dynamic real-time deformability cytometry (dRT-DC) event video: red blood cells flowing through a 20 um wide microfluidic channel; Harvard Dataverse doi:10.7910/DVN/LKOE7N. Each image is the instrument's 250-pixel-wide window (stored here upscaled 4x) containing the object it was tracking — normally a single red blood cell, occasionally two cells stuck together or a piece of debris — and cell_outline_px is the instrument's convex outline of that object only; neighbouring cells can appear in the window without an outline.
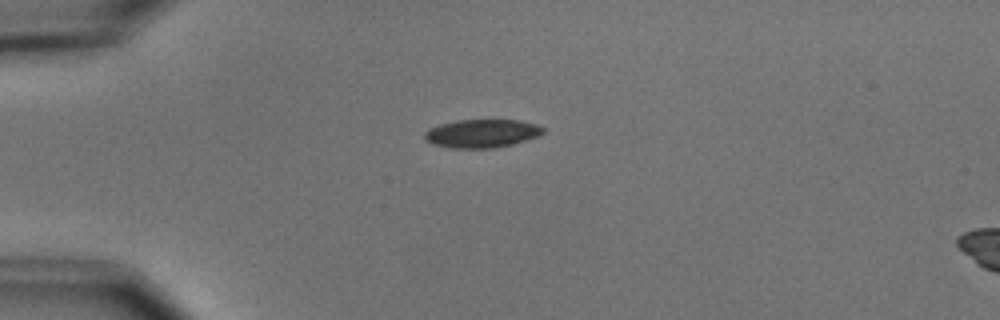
{"species": "common noctule bat (a hibernating species)", "species_latin": "Nyctalus noctula", "temperature_condition": "cold", "stored_images_in_passage": 5, "camera_frame_rate_fps": 3000, "um_per_image_px": 0.085, "animal": {"sex": "male", "body_mass_g": 15.6}, "frame": {"image": 1, "passage_image": 1, "time_ms": 0.0, "image_size_px": [1000, 320], "cell_outline_px": [[544, 132], [536, 136], [512, 144], [496, 148], [448, 148], [432, 144], [424, 140], [424, 132], [428, 128], [440, 124], [456, 120], [520, 120], [536, 124], [544, 128]], "centroid_in_image_um": [40.89, 11.34], "position_along_channel_um": 44.1, "area_um2": 19.65}}
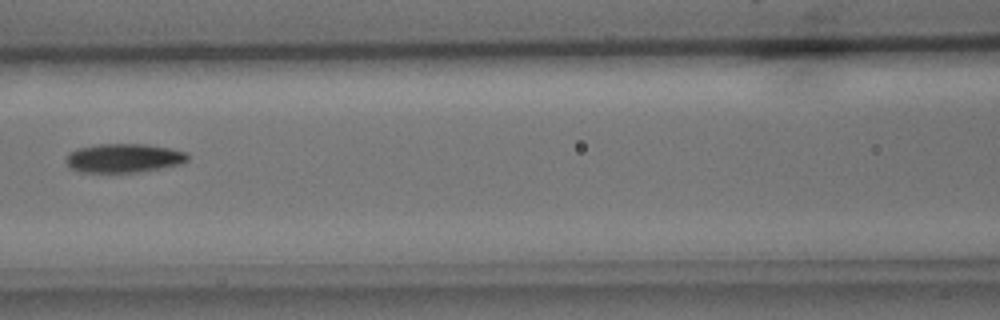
{"frame": {"image": 2, "passage_image": 4, "time_ms": 3.667, "image_size_px": [1000, 320], "cell_outline_px": [[188, 160], [180, 164], [160, 168], [136, 172], [80, 172], [72, 168], [68, 164], [68, 152], [80, 148], [100, 144], [144, 144], [168, 148], [188, 152]], "centroid_in_image_um": [10.56, 13.43], "position_along_channel_um": 156.0, "area_um2": 20.17}}
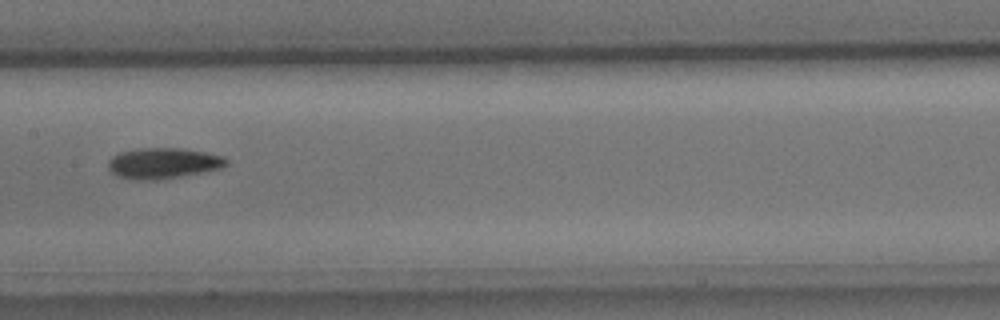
{"frame": {"image": 3, "passage_image": 5, "time_ms": 4.667, "image_size_px": [1000, 320], "cell_outline_px": [[228, 164], [220, 168], [200, 172], [156, 180], [136, 180], [120, 176], [112, 172], [108, 168], [108, 160], [112, 156], [120, 152], [140, 148], [180, 148], [204, 152], [224, 156], [228, 160]], "centroid_in_image_um": [13.85, 13.86], "position_along_channel_um": 193.5, "area_um2": 20.92}}